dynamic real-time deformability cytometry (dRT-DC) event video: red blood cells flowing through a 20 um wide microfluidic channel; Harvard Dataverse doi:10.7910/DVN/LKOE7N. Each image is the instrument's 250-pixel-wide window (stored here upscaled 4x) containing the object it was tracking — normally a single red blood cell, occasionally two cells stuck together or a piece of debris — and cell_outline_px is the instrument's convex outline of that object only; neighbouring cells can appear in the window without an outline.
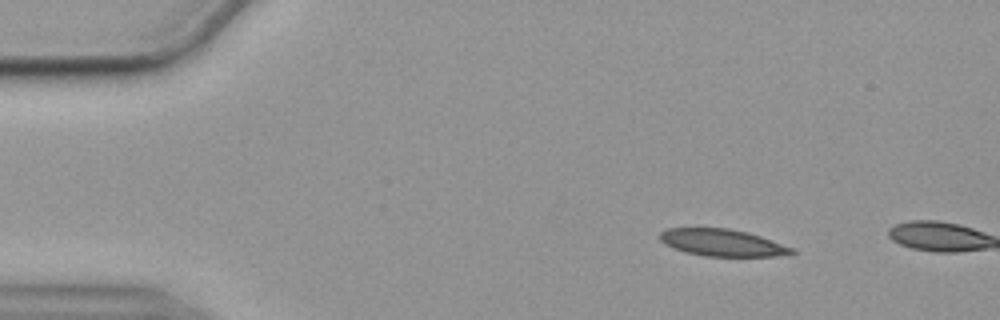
{"species": "common noctule bat (a hibernating species)", "species_latin": "Nyctalus noctula", "temperature_condition": "cold", "stored_images_in_passage": 4, "camera_frame_rate_fps": 3000, "um_per_image_px": 0.085, "animal": {"sex": "female", "body_mass_g": 19.9}, "frame": {"image": 1, "passage_image": 1, "time_ms": 0.0, "image_size_px": [1000, 320], "cell_outline_px": [[796, 252], [772, 256], [704, 256], [684, 252], [672, 248], [664, 244], [660, 240], [660, 232], [668, 228], [728, 228], [760, 236], [792, 248]], "centroid_in_image_um": [61.3, 20.63], "position_along_channel_um": 23.7, "area_um2": 20.46}}